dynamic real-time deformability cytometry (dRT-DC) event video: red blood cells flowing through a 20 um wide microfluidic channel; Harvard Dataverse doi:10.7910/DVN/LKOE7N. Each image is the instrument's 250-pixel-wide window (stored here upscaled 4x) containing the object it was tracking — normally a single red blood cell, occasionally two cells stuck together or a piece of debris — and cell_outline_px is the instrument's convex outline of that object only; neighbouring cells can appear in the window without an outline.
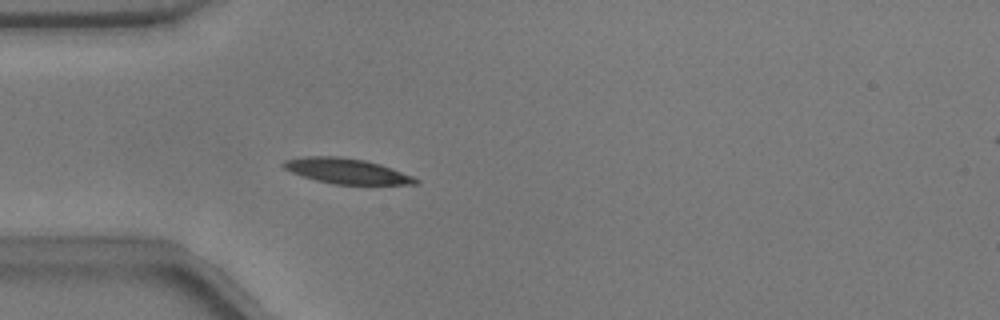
{"species": "common noctule bat (a hibernating species)", "species_latin": "Nyctalus noctula", "temperature_condition": "warm", "stored_images_in_passage": 6, "camera_frame_rate_fps": 3000, "um_per_image_px": 0.085, "animal": {"sex": "male", "body_mass_g": 17.9}, "frame": {"image": 1, "passage_image": 3, "time_ms": 0.667, "image_size_px": [1000, 320], "cell_outline_px": [[420, 184], [332, 184], [316, 180], [292, 172], [284, 168], [280, 164], [284, 160], [304, 156], [340, 156], [364, 160], [380, 164], [392, 168], [412, 176], [420, 180]], "centroid_in_image_um": [29.45, 14.53], "position_along_channel_um": 55.5, "area_um2": 19.42}}